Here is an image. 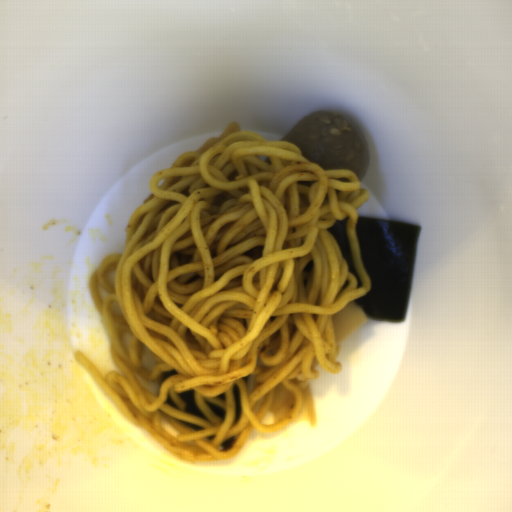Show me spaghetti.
Instances as JSON below:
<instances>
[{
  "instance_id": "spaghetti-1",
  "label": "spaghetti",
  "mask_w": 512,
  "mask_h": 512,
  "mask_svg": "<svg viewBox=\"0 0 512 512\" xmlns=\"http://www.w3.org/2000/svg\"><path fill=\"white\" fill-rule=\"evenodd\" d=\"M149 187L122 252L88 279L124 375L104 377L81 351L74 358L129 422L189 462L230 460L253 429L274 433L303 407L315 425L309 383L298 376L318 378L316 365L342 372L341 343L366 320L357 314L336 336L333 318L371 289L356 211L370 192L354 171L323 169L295 144L236 121ZM347 216L358 289L327 230ZM136 375L158 382L159 394ZM269 412L276 425L262 424Z\"/></svg>"
}]
</instances>
